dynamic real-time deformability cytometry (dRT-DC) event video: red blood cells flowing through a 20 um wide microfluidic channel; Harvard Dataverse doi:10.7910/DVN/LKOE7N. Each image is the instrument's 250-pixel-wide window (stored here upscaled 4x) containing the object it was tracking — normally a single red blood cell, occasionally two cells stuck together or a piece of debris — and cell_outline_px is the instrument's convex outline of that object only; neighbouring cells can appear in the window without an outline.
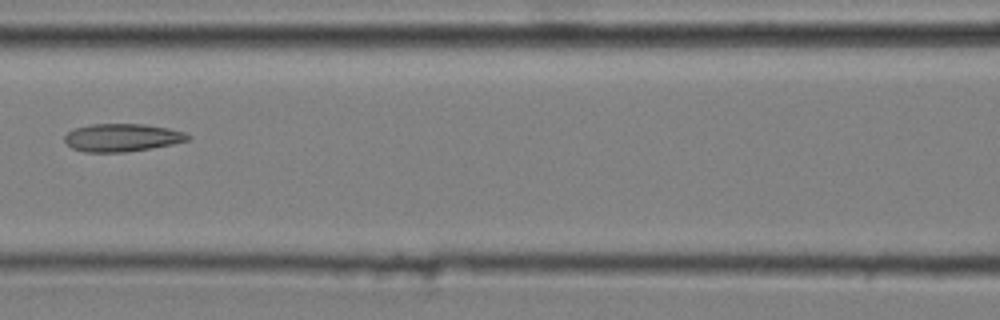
{"species": "common noctule bat (a hibernating species)", "species_latin": "Nyctalus noctula", "temperature_condition": "cold", "stored_images_in_passage": 7, "camera_frame_rate_fps": 3000, "um_per_image_px": 0.085, "animal": {"sex": "male", "body_mass_g": 20.4}, "frame": {"image": 1, "passage_image": 7, "time_ms": 2.0, "image_size_px": [1000, 320], "cell_outline_px": [[192, 140], [172, 144], [124, 152], [84, 152], [72, 148], [64, 140], [64, 136], [68, 132], [76, 128], [92, 124], [144, 124], [168, 128], [184, 132], [192, 136]], "centroid_in_image_um": [10.4, 11.69], "position_along_channel_um": 156.2, "area_um2": 19.94}}